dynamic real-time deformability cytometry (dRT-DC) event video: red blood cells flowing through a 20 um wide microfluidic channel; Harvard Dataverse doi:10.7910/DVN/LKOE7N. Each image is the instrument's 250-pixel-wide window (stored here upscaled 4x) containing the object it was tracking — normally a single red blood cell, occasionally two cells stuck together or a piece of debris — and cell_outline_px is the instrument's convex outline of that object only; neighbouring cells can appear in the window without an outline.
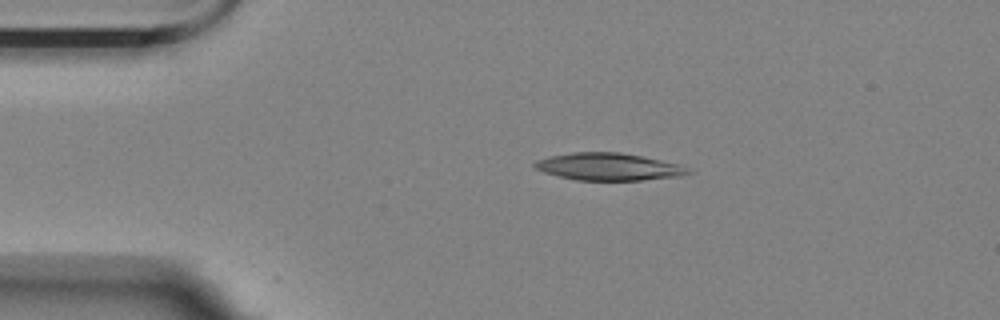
{"species": "Egyptian fruit bat (a non-hibernating species)", "species_latin": "Rousettus aegyptiacus", "temperature_condition": "room temperature", "stored_images_in_passage": 5, "camera_frame_rate_fps": 3000, "um_per_image_px": 0.085, "animal": {"sex": "female"}, "frame": {"image": 1, "passage_image": 3, "time_ms": 2.333, "image_size_px": [1000, 320], "cell_outline_px": [[696, 172], [680, 176], [640, 180], [576, 180], [544, 172], [536, 168], [532, 164], [536, 160], [548, 156], [572, 152], [620, 152], [680, 164], [692, 168]], "centroid_in_image_um": [51.77, 14.17], "position_along_channel_um": 33.2, "area_um2": 24.51}}
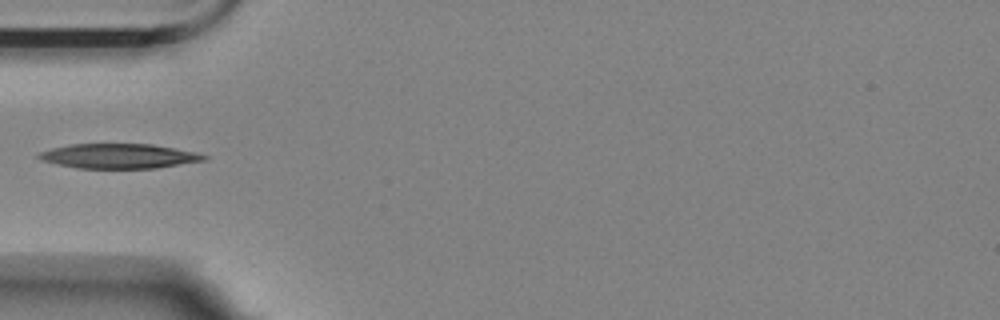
{"frame": {"image": 2, "passage_image": 5, "time_ms": 4.667, "image_size_px": [1000, 320], "cell_outline_px": [[208, 156], [204, 160], [156, 168], [76, 168], [44, 160], [36, 156], [40, 152], [52, 148], [72, 144], [152, 144], [196, 152]], "centroid_in_image_um": [10.12, 13.26], "position_along_channel_um": 74.9, "area_um2": 23.41}}